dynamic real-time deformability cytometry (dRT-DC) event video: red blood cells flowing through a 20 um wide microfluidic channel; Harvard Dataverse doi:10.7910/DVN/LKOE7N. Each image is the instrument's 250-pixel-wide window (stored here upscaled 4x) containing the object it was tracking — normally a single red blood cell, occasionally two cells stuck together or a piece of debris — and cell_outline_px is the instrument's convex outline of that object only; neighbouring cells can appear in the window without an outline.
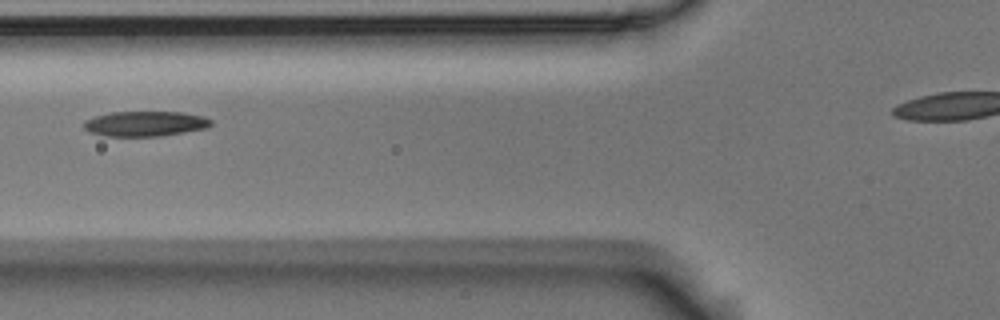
{"species": "Egyptian fruit bat (a non-hibernating species)", "species_latin": "Rousettus aegyptiacus", "temperature_condition": "room temperature", "stored_images_in_passage": 5, "camera_frame_rate_fps": 3000, "um_per_image_px": 0.085, "animal": {"sex": "male"}, "frame": {"image": 1, "passage_image": 3, "time_ms": 0.667, "image_size_px": [1000, 320], "cell_outline_px": [[212, 124], [208, 128], [160, 136], [104, 136], [92, 132], [84, 128], [84, 120], [96, 116], [112, 112], [180, 112], [204, 116], [212, 120]], "centroid_in_image_um": [12.37, 10.51], "position_along_channel_um": 113.4, "area_um2": 18.55}}
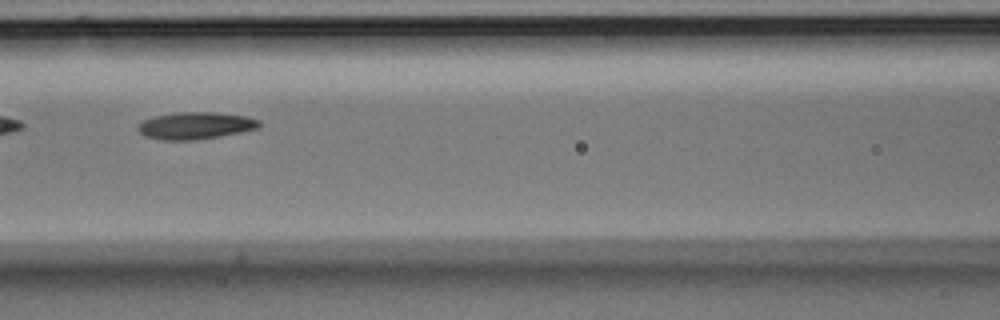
{"frame": {"image": 2, "passage_image": 4, "time_ms": 1.0, "image_size_px": [1000, 320], "cell_outline_px": [[260, 128], [220, 136], [196, 140], [160, 140], [144, 136], [136, 128], [144, 120], [156, 116], [176, 112], [216, 112], [244, 116], [260, 120]], "centroid_in_image_um": [16.62, 10.68], "position_along_channel_um": 150.0, "area_um2": 19.13}}
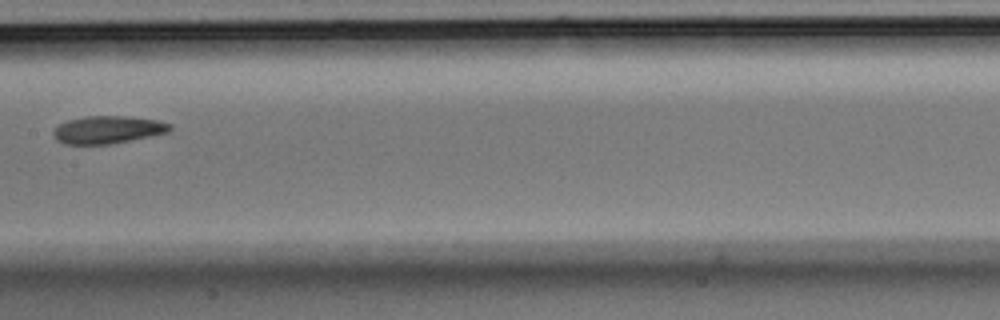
{"frame": {"image": 3, "passage_image": 5, "time_ms": 1.333, "image_size_px": [1000, 320], "cell_outline_px": [[172, 128], [168, 132], [152, 136], [112, 144], [64, 144], [56, 140], [52, 132], [60, 124], [68, 120], [84, 116], [124, 116], [160, 120], [172, 124]], "centroid_in_image_um": [9.19, 11.02], "position_along_channel_um": 198.2, "area_um2": 18.9}}